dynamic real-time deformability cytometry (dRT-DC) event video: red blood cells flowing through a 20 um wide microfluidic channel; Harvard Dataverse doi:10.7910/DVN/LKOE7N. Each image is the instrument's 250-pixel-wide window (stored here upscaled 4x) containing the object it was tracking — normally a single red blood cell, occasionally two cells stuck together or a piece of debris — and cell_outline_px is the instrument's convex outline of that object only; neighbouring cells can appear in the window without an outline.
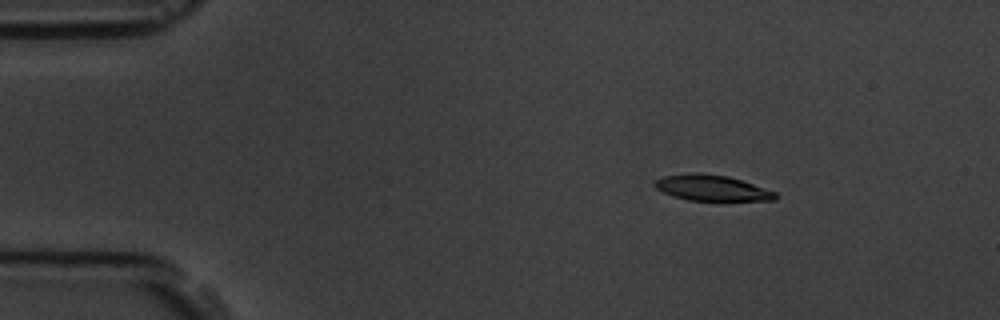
{"species": "common noctule bat (a hibernating species)", "species_latin": "Nyctalus noctula", "temperature_condition": "room temperature", "stored_images_in_passage": 6, "camera_frame_rate_fps": 3000, "um_per_image_px": 0.085, "animal": {"sex": "male", "body_mass_g": 19.5, "forearm_length_mm": 54.6}, "frame": {"image": 1, "passage_image": 2, "time_ms": 1.333, "image_size_px": [1000, 320], "cell_outline_px": [[780, 196], [776, 200], [688, 200], [672, 196], [656, 188], [652, 184], [656, 180], [664, 176], [728, 176], [776, 192]], "centroid_in_image_um": [60.57, 16.03], "position_along_channel_um": 24.4, "area_um2": 16.99}}
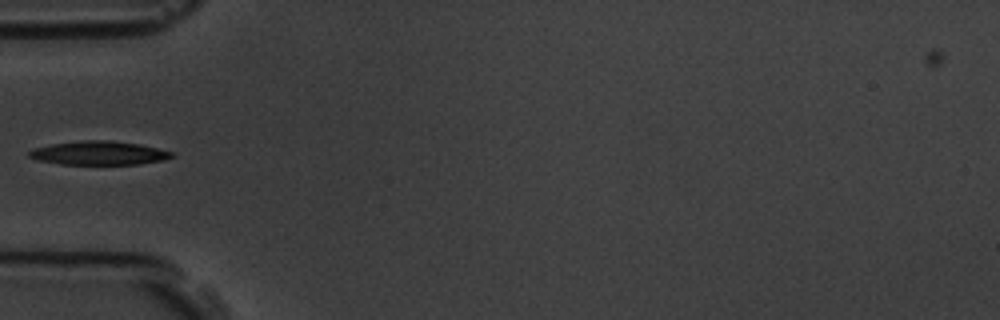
{"frame": {"image": 2, "passage_image": 5, "time_ms": 4.667, "image_size_px": [1000, 320], "cell_outline_px": [[176, 152], [172, 156], [164, 160], [140, 164], [60, 164], [36, 160], [28, 156], [28, 152], [36, 148], [52, 144], [84, 140], [108, 140], [140, 144]], "centroid_in_image_um": [8.44, 13.01], "position_along_channel_um": 76.6, "area_um2": 19.71}}
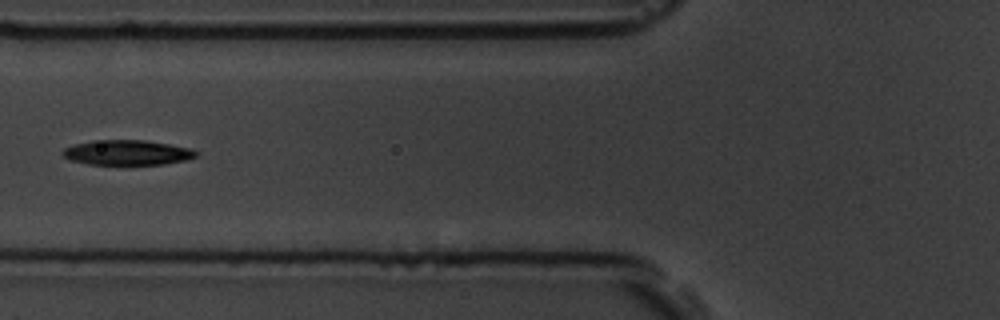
{"frame": {"image": 3, "passage_image": 6, "time_ms": 5.667, "image_size_px": [1000, 320], "cell_outline_px": [[200, 152], [196, 156], [188, 160], [164, 164], [88, 164], [68, 160], [60, 152], [64, 148], [72, 144], [92, 140], [144, 140], [192, 148]], "centroid_in_image_um": [10.8, 12.96], "position_along_channel_um": 115.0, "area_um2": 19.65}}